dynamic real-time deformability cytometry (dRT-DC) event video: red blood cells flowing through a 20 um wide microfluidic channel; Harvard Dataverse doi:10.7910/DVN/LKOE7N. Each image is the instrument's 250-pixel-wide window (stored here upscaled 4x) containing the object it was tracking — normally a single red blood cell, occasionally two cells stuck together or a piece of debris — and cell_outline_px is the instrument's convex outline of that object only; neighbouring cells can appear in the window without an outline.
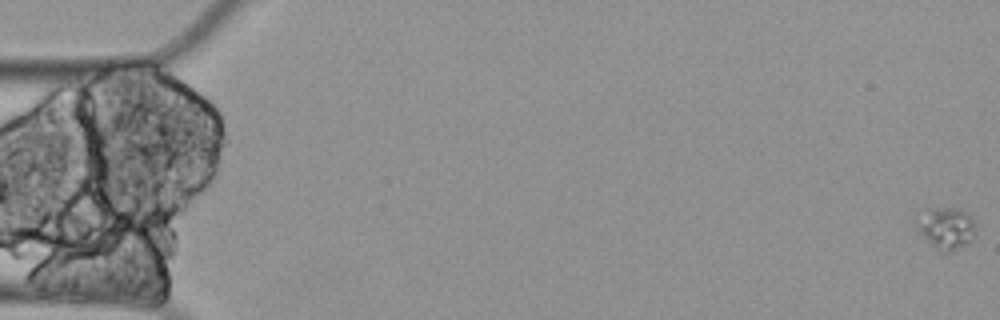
{"species": "Egyptian fruit bat (a non-hibernating species)", "species_latin": "Rousettus aegyptiacus", "temperature_condition": "cold", "stored_images_in_passage": 14, "camera_frame_rate_fps": 3000, "um_per_image_px": 0.085, "animal": {"sex": "female"}, "frame": {"image": 1, "passage_image": 1, "time_ms": 0.0, "image_size_px": [1000, 320], "cell_outline_px": [[976, 228], [968, 240], [964, 244], [952, 252], [940, 252], [916, 228], [916, 224], [928, 208], [960, 208], [972, 220]], "centroid_in_image_um": [80.42, 19.38], "position_along_channel_um": 4.6, "area_um2": 13.64}}